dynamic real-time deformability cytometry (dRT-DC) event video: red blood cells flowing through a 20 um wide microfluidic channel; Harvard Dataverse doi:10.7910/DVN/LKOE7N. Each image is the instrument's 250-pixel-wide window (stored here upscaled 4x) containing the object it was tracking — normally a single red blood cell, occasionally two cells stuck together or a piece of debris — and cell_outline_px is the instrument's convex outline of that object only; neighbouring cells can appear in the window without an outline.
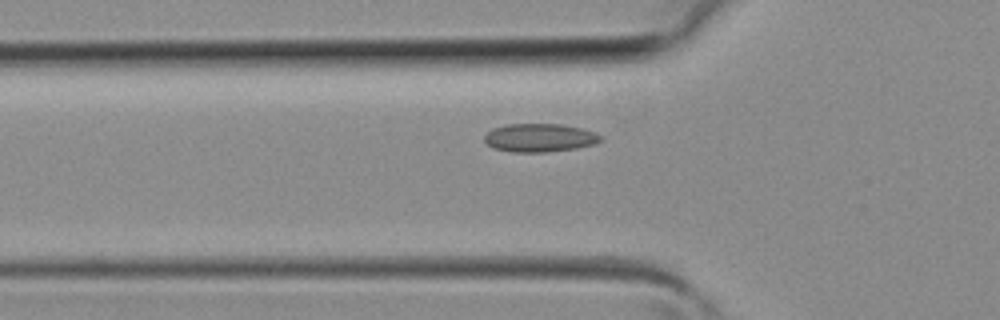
{"species": "common noctule bat (a hibernating species)", "species_latin": "Nyctalus noctula", "temperature_condition": "room temperature", "stored_images_in_passage": 33, "camera_frame_rate_fps": 3000, "um_per_image_px": 0.085, "animal": {"sex": "female", "body_mass_g": 19.3, "forearm_length_mm": 54.1}, "frame": {"image": 1, "passage_image": 7, "time_ms": 2.0, "image_size_px": [1000, 320], "cell_outline_px": [[604, 140], [592, 144], [576, 148], [548, 152], [512, 152], [496, 148], [488, 144], [484, 140], [484, 136], [492, 128], [504, 124], [560, 124], [580, 128], [596, 132]], "centroid_in_image_um": [45.87, 11.7], "position_along_channel_um": 79.9, "area_um2": 19.13}}
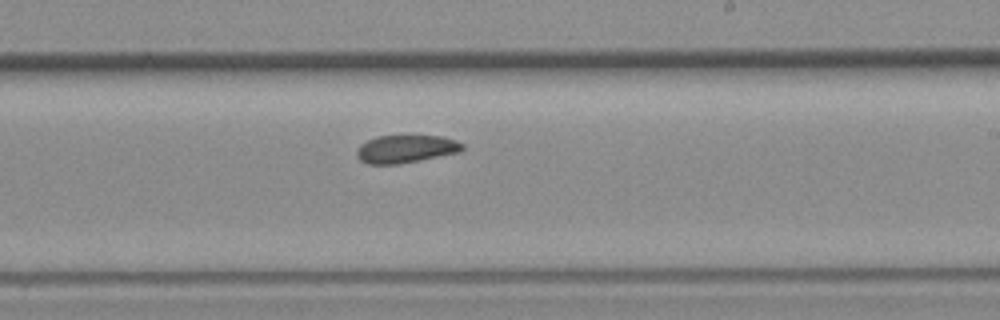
{"frame": {"image": 2, "passage_image": 17, "time_ms": 5.333, "image_size_px": [1000, 320], "cell_outline_px": [[464, 148], [460, 152], [396, 164], [368, 164], [360, 160], [356, 156], [356, 152], [360, 144], [376, 136], [440, 136], [456, 140], [464, 144]], "centroid_in_image_um": [34.48, 12.65], "position_along_channel_um": 254.5, "area_um2": 16.99}}
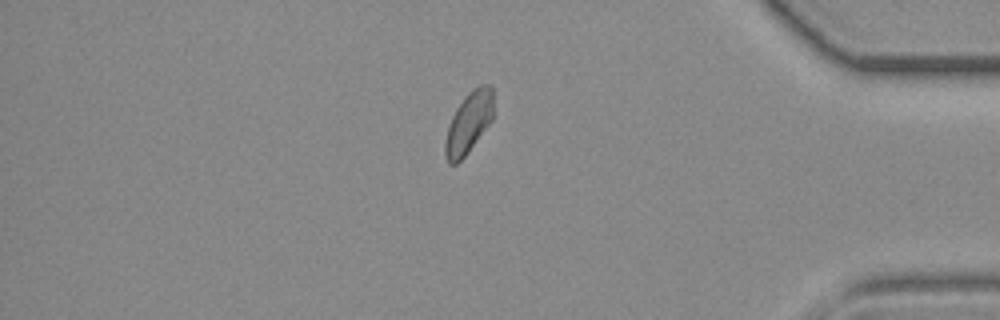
{"frame": {"image": 3, "passage_image": 27, "time_ms": 8.667, "image_size_px": [1000, 320], "cell_outline_px": [[492, 120], [468, 152], [456, 164], [448, 164], [444, 152], [444, 144], [448, 128], [452, 116], [456, 108], [464, 96], [472, 88], [480, 84], [492, 84]], "centroid_in_image_um": [39.83, 10.41], "position_along_channel_um": 395.4, "area_um2": 17.17}}